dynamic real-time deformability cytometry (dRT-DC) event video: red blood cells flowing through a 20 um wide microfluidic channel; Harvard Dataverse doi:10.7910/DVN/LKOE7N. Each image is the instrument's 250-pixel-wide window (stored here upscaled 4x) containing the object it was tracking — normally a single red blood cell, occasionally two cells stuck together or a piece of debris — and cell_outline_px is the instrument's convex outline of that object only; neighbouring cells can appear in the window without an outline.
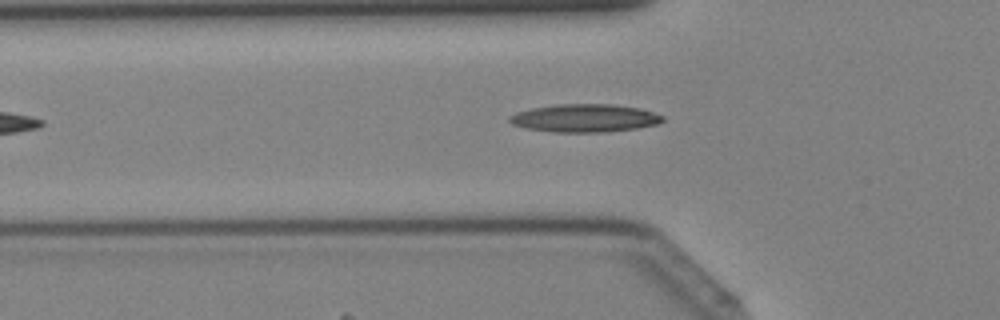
{"species": "Egyptian fruit bat (a non-hibernating species)", "species_latin": "Rousettus aegyptiacus", "temperature_condition": "cold", "stored_images_in_passage": 35, "camera_frame_rate_fps": 3000, "um_per_image_px": 0.085, "animal": {"sex": "female"}, "frame": {"image": 1, "passage_image": 7, "time_ms": 2.0, "image_size_px": [1000, 320], "cell_outline_px": [[664, 120], [656, 124], [636, 128], [604, 132], [552, 132], [524, 128], [512, 124], [508, 120], [508, 116], [516, 112], [532, 108], [556, 104], [612, 104], [640, 108], [664, 116]], "centroid_in_image_um": [49.66, 10.04], "position_along_channel_um": 76.1, "area_um2": 25.03}}
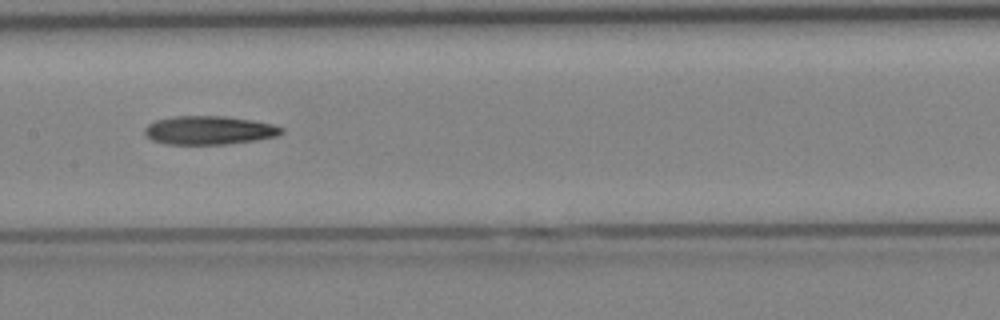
{"frame": {"image": 2, "passage_image": 14, "time_ms": 4.333, "image_size_px": [1000, 320], "cell_outline_px": [[284, 132], [276, 136], [256, 140], [224, 144], [168, 144], [152, 140], [144, 132], [144, 128], [148, 124], [156, 120], [172, 116], [224, 116], [252, 120], [272, 124], [284, 128]], "centroid_in_image_um": [17.77, 11.06], "position_along_channel_um": 189.6, "area_um2": 22.72}}
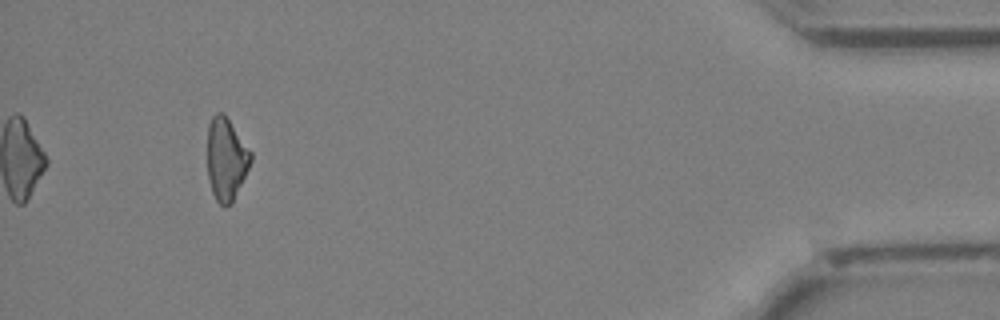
{"frame": {"image": 3, "passage_image": 32, "time_ms": 10.333, "image_size_px": [1000, 320], "cell_outline_px": [[252, 160], [232, 204], [220, 204], [216, 200], [212, 192], [208, 180], [208, 124], [212, 116], [216, 112], [224, 112], [252, 152]], "centroid_in_image_um": [19.23, 13.48], "position_along_channel_um": 416.0, "area_um2": 20.92}}